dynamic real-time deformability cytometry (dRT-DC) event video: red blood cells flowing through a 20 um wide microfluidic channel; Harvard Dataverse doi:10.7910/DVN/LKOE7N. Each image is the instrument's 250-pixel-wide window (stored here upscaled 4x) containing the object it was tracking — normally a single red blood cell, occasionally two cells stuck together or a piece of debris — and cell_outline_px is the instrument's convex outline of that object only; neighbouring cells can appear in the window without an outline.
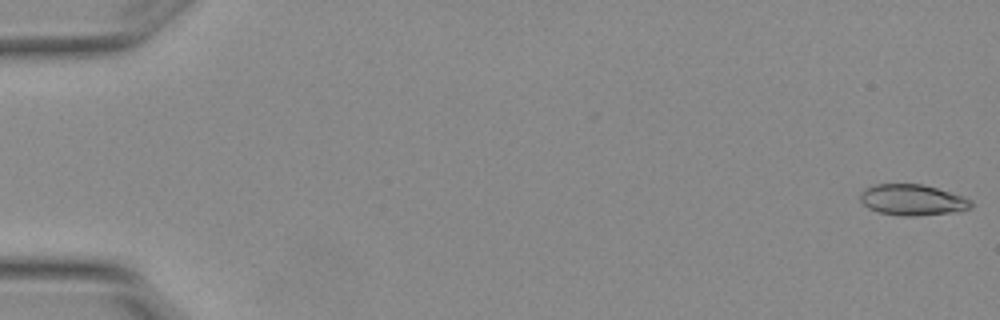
{"species": "Egyptian fruit bat (a non-hibernating species)", "species_latin": "Rousettus aegyptiacus", "temperature_condition": "warm", "stored_images_in_passage": 6, "camera_frame_rate_fps": 3000, "um_per_image_px": 0.085, "animal": {"sex": "female"}, "frame": {"image": 1, "passage_image": 1, "time_ms": 0.0, "image_size_px": [1000, 320], "cell_outline_px": [[972, 204], [968, 208], [948, 212], [916, 216], [900, 216], [876, 212], [868, 208], [860, 200], [860, 192], [864, 188], [876, 184], [920, 184], [936, 188], [964, 196], [972, 200]], "centroid_in_image_um": [77.49, 16.99], "position_along_channel_um": 7.5, "area_um2": 19.88}}